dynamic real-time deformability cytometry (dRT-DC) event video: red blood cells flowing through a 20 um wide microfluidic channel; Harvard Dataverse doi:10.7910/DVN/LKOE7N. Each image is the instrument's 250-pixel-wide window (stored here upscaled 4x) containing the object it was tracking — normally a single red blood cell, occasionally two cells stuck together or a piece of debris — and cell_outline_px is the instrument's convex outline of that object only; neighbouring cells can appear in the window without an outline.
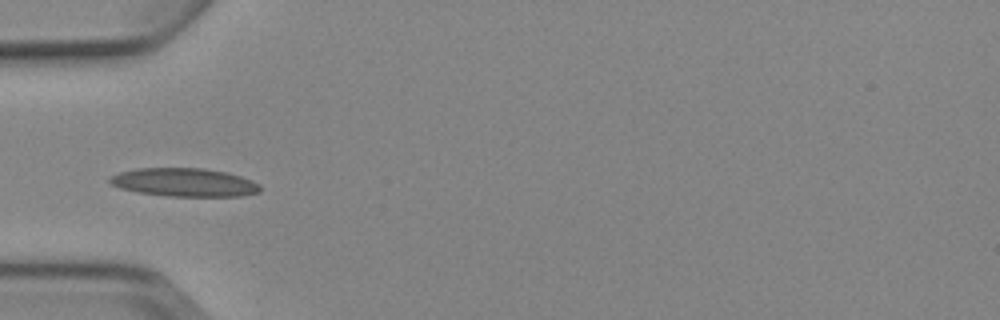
{"species": "Egyptian fruit bat (a non-hibernating species)", "species_latin": "Rousettus aegyptiacus", "temperature_condition": "cold", "stored_images_in_passage": 7, "camera_frame_rate_fps": 3000, "um_per_image_px": 0.085, "animal": {"sex": "female"}, "frame": {"image": 1, "passage_image": 4, "time_ms": 3.667, "image_size_px": [1000, 320], "cell_outline_px": [[260, 192], [240, 196], [168, 196], [136, 192], [120, 188], [112, 184], [108, 180], [112, 176], [120, 172], [136, 168], [204, 168], [224, 172], [240, 176], [252, 180], [260, 184]], "centroid_in_image_um": [15.67, 15.5], "position_along_channel_um": 69.3, "area_um2": 24.8}}
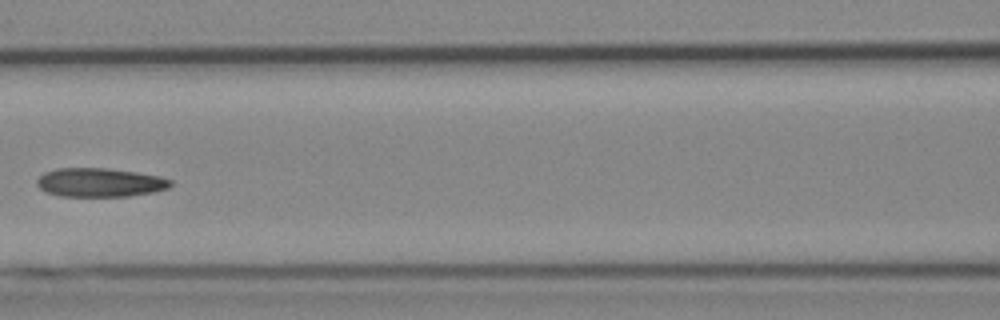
{"frame": {"image": 2, "passage_image": 6, "time_ms": 6.0, "image_size_px": [1000, 320], "cell_outline_px": [[172, 184], [168, 188], [152, 192], [128, 196], [60, 196], [44, 192], [36, 184], [36, 180], [44, 172], [56, 168], [108, 168], [136, 172], [160, 176], [172, 180]], "centroid_in_image_um": [8.46, 15.5], "position_along_channel_um": 158.1, "area_um2": 22.54}}
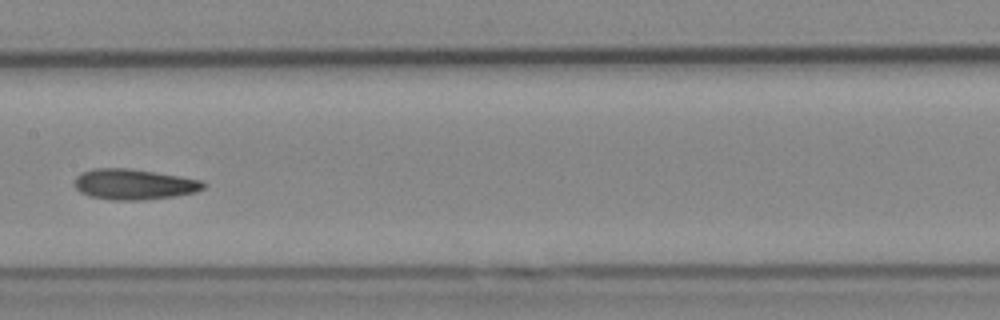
{"frame": {"image": 3, "passage_image": 7, "time_ms": 7.0, "image_size_px": [1000, 320], "cell_outline_px": [[204, 188], [196, 192], [176, 196], [144, 200], [112, 200], [88, 196], [80, 192], [72, 184], [72, 180], [80, 172], [92, 168], [128, 168], [180, 176], [200, 180], [204, 184]], "centroid_in_image_um": [11.31, 15.66], "position_along_channel_um": 196.1, "area_um2": 23.24}}